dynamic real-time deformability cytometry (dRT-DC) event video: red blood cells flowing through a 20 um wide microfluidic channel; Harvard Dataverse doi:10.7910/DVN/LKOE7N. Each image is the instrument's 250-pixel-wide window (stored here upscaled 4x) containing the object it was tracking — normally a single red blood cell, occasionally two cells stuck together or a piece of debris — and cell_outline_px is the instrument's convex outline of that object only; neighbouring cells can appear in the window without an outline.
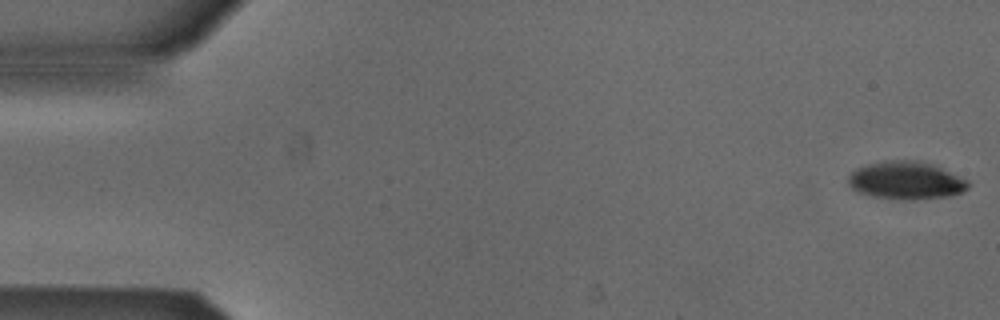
{"species": "Egyptian fruit bat (a non-hibernating species)", "species_latin": "Rousettus aegyptiacus", "temperature_condition": "cold", "stored_images_in_passage": 9, "camera_frame_rate_fps": 3000, "um_per_image_px": 0.085, "animal": {"sex": "male"}, "frame": {"image": 1, "passage_image": 1, "time_ms": 0.0, "image_size_px": [1000, 320], "cell_outline_px": [[968, 188], [964, 192], [948, 196], [908, 200], [872, 196], [860, 192], [852, 188], [848, 184], [848, 176], [856, 168], [868, 164], [884, 160], [916, 160], [940, 168], [968, 180]], "centroid_in_image_um": [76.99, 15.34], "position_along_channel_um": 8.0, "area_um2": 26.13}}